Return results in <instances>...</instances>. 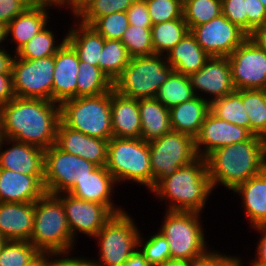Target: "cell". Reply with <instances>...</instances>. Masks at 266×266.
I'll list each match as a JSON object with an SVG mask.
<instances>
[{"label": "cell", "mask_w": 266, "mask_h": 266, "mask_svg": "<svg viewBox=\"0 0 266 266\" xmlns=\"http://www.w3.org/2000/svg\"><path fill=\"white\" fill-rule=\"evenodd\" d=\"M34 202H0V235L6 240L30 241Z\"/></svg>", "instance_id": "cell-21"}, {"label": "cell", "mask_w": 266, "mask_h": 266, "mask_svg": "<svg viewBox=\"0 0 266 266\" xmlns=\"http://www.w3.org/2000/svg\"><path fill=\"white\" fill-rule=\"evenodd\" d=\"M168 241L165 236L159 232L151 236L143 245L141 253L151 266H159L171 259Z\"/></svg>", "instance_id": "cell-44"}, {"label": "cell", "mask_w": 266, "mask_h": 266, "mask_svg": "<svg viewBox=\"0 0 266 266\" xmlns=\"http://www.w3.org/2000/svg\"><path fill=\"white\" fill-rule=\"evenodd\" d=\"M7 37L6 25L0 23V43Z\"/></svg>", "instance_id": "cell-60"}, {"label": "cell", "mask_w": 266, "mask_h": 266, "mask_svg": "<svg viewBox=\"0 0 266 266\" xmlns=\"http://www.w3.org/2000/svg\"><path fill=\"white\" fill-rule=\"evenodd\" d=\"M15 97L12 73H0V107Z\"/></svg>", "instance_id": "cell-50"}, {"label": "cell", "mask_w": 266, "mask_h": 266, "mask_svg": "<svg viewBox=\"0 0 266 266\" xmlns=\"http://www.w3.org/2000/svg\"><path fill=\"white\" fill-rule=\"evenodd\" d=\"M242 100L250 119V133L266 139V101L262 90H242Z\"/></svg>", "instance_id": "cell-36"}, {"label": "cell", "mask_w": 266, "mask_h": 266, "mask_svg": "<svg viewBox=\"0 0 266 266\" xmlns=\"http://www.w3.org/2000/svg\"><path fill=\"white\" fill-rule=\"evenodd\" d=\"M13 147L0 151V169L30 176H44V150L27 143L5 138Z\"/></svg>", "instance_id": "cell-23"}, {"label": "cell", "mask_w": 266, "mask_h": 266, "mask_svg": "<svg viewBox=\"0 0 266 266\" xmlns=\"http://www.w3.org/2000/svg\"><path fill=\"white\" fill-rule=\"evenodd\" d=\"M141 139L151 142L172 131L169 109L156 98L140 99Z\"/></svg>", "instance_id": "cell-29"}, {"label": "cell", "mask_w": 266, "mask_h": 266, "mask_svg": "<svg viewBox=\"0 0 266 266\" xmlns=\"http://www.w3.org/2000/svg\"><path fill=\"white\" fill-rule=\"evenodd\" d=\"M189 78L194 93L199 89L214 95L209 102L235 91L228 57H210L204 66Z\"/></svg>", "instance_id": "cell-19"}, {"label": "cell", "mask_w": 266, "mask_h": 266, "mask_svg": "<svg viewBox=\"0 0 266 266\" xmlns=\"http://www.w3.org/2000/svg\"><path fill=\"white\" fill-rule=\"evenodd\" d=\"M115 182V179L105 166L96 167L90 175L79 180V183L68 193L81 200L106 205L115 214H118L124 211L114 208L110 199L112 186L116 184Z\"/></svg>", "instance_id": "cell-24"}, {"label": "cell", "mask_w": 266, "mask_h": 266, "mask_svg": "<svg viewBox=\"0 0 266 266\" xmlns=\"http://www.w3.org/2000/svg\"><path fill=\"white\" fill-rule=\"evenodd\" d=\"M55 196L62 202L73 238L77 230L95 237L104 224L115 214L106 205L81 200L69 193H65L63 197L60 194Z\"/></svg>", "instance_id": "cell-15"}, {"label": "cell", "mask_w": 266, "mask_h": 266, "mask_svg": "<svg viewBox=\"0 0 266 266\" xmlns=\"http://www.w3.org/2000/svg\"><path fill=\"white\" fill-rule=\"evenodd\" d=\"M105 167L116 182L133 180L152 190V170L148 142L141 138L112 137L108 141Z\"/></svg>", "instance_id": "cell-7"}, {"label": "cell", "mask_w": 266, "mask_h": 266, "mask_svg": "<svg viewBox=\"0 0 266 266\" xmlns=\"http://www.w3.org/2000/svg\"><path fill=\"white\" fill-rule=\"evenodd\" d=\"M189 32L184 18L152 25L151 36L154 54L169 52Z\"/></svg>", "instance_id": "cell-34"}, {"label": "cell", "mask_w": 266, "mask_h": 266, "mask_svg": "<svg viewBox=\"0 0 266 266\" xmlns=\"http://www.w3.org/2000/svg\"><path fill=\"white\" fill-rule=\"evenodd\" d=\"M43 179L0 169V202L35 203L46 193Z\"/></svg>", "instance_id": "cell-20"}, {"label": "cell", "mask_w": 266, "mask_h": 266, "mask_svg": "<svg viewBox=\"0 0 266 266\" xmlns=\"http://www.w3.org/2000/svg\"><path fill=\"white\" fill-rule=\"evenodd\" d=\"M237 257H227L220 253L208 252L198 263L197 266H242Z\"/></svg>", "instance_id": "cell-49"}, {"label": "cell", "mask_w": 266, "mask_h": 266, "mask_svg": "<svg viewBox=\"0 0 266 266\" xmlns=\"http://www.w3.org/2000/svg\"><path fill=\"white\" fill-rule=\"evenodd\" d=\"M233 191L243 196V205L251 225L266 226V169L239 184Z\"/></svg>", "instance_id": "cell-27"}, {"label": "cell", "mask_w": 266, "mask_h": 266, "mask_svg": "<svg viewBox=\"0 0 266 266\" xmlns=\"http://www.w3.org/2000/svg\"><path fill=\"white\" fill-rule=\"evenodd\" d=\"M222 14L247 34L246 0H221Z\"/></svg>", "instance_id": "cell-45"}, {"label": "cell", "mask_w": 266, "mask_h": 266, "mask_svg": "<svg viewBox=\"0 0 266 266\" xmlns=\"http://www.w3.org/2000/svg\"><path fill=\"white\" fill-rule=\"evenodd\" d=\"M247 35L266 24V9L260 0H246Z\"/></svg>", "instance_id": "cell-46"}, {"label": "cell", "mask_w": 266, "mask_h": 266, "mask_svg": "<svg viewBox=\"0 0 266 266\" xmlns=\"http://www.w3.org/2000/svg\"><path fill=\"white\" fill-rule=\"evenodd\" d=\"M189 76L173 72L160 86L156 99L168 109L196 97Z\"/></svg>", "instance_id": "cell-33"}, {"label": "cell", "mask_w": 266, "mask_h": 266, "mask_svg": "<svg viewBox=\"0 0 266 266\" xmlns=\"http://www.w3.org/2000/svg\"><path fill=\"white\" fill-rule=\"evenodd\" d=\"M260 2L264 5V7L266 9V0H260Z\"/></svg>", "instance_id": "cell-64"}, {"label": "cell", "mask_w": 266, "mask_h": 266, "mask_svg": "<svg viewBox=\"0 0 266 266\" xmlns=\"http://www.w3.org/2000/svg\"><path fill=\"white\" fill-rule=\"evenodd\" d=\"M110 99L113 137L140 138L139 100L122 96L113 89L110 91Z\"/></svg>", "instance_id": "cell-22"}, {"label": "cell", "mask_w": 266, "mask_h": 266, "mask_svg": "<svg viewBox=\"0 0 266 266\" xmlns=\"http://www.w3.org/2000/svg\"><path fill=\"white\" fill-rule=\"evenodd\" d=\"M135 0H90L75 15L81 23L92 25L99 17L126 12Z\"/></svg>", "instance_id": "cell-40"}, {"label": "cell", "mask_w": 266, "mask_h": 266, "mask_svg": "<svg viewBox=\"0 0 266 266\" xmlns=\"http://www.w3.org/2000/svg\"><path fill=\"white\" fill-rule=\"evenodd\" d=\"M160 56L153 54L130 58L128 65L114 80L113 90L136 100L155 98L160 86L174 72Z\"/></svg>", "instance_id": "cell-6"}, {"label": "cell", "mask_w": 266, "mask_h": 266, "mask_svg": "<svg viewBox=\"0 0 266 266\" xmlns=\"http://www.w3.org/2000/svg\"><path fill=\"white\" fill-rule=\"evenodd\" d=\"M90 0H64V4L66 5L67 3L70 4L72 7V12L75 15L86 3H88Z\"/></svg>", "instance_id": "cell-57"}, {"label": "cell", "mask_w": 266, "mask_h": 266, "mask_svg": "<svg viewBox=\"0 0 266 266\" xmlns=\"http://www.w3.org/2000/svg\"><path fill=\"white\" fill-rule=\"evenodd\" d=\"M210 111L218 118L246 128L250 132V119L244 109L242 90L232 93L210 102Z\"/></svg>", "instance_id": "cell-31"}, {"label": "cell", "mask_w": 266, "mask_h": 266, "mask_svg": "<svg viewBox=\"0 0 266 266\" xmlns=\"http://www.w3.org/2000/svg\"><path fill=\"white\" fill-rule=\"evenodd\" d=\"M0 129H2L1 128V107H0Z\"/></svg>", "instance_id": "cell-65"}, {"label": "cell", "mask_w": 266, "mask_h": 266, "mask_svg": "<svg viewBox=\"0 0 266 266\" xmlns=\"http://www.w3.org/2000/svg\"><path fill=\"white\" fill-rule=\"evenodd\" d=\"M261 90H262V92H263V94H264L265 101H266V86H265L263 89H261Z\"/></svg>", "instance_id": "cell-63"}, {"label": "cell", "mask_w": 266, "mask_h": 266, "mask_svg": "<svg viewBox=\"0 0 266 266\" xmlns=\"http://www.w3.org/2000/svg\"><path fill=\"white\" fill-rule=\"evenodd\" d=\"M210 111V102L196 96L169 109L172 131L184 133L195 138Z\"/></svg>", "instance_id": "cell-25"}, {"label": "cell", "mask_w": 266, "mask_h": 266, "mask_svg": "<svg viewBox=\"0 0 266 266\" xmlns=\"http://www.w3.org/2000/svg\"><path fill=\"white\" fill-rule=\"evenodd\" d=\"M79 57L66 41L54 55L52 101L60 104L77 97Z\"/></svg>", "instance_id": "cell-18"}, {"label": "cell", "mask_w": 266, "mask_h": 266, "mask_svg": "<svg viewBox=\"0 0 266 266\" xmlns=\"http://www.w3.org/2000/svg\"><path fill=\"white\" fill-rule=\"evenodd\" d=\"M6 241L7 240L2 235H0V251L3 247V245L6 243Z\"/></svg>", "instance_id": "cell-61"}, {"label": "cell", "mask_w": 266, "mask_h": 266, "mask_svg": "<svg viewBox=\"0 0 266 266\" xmlns=\"http://www.w3.org/2000/svg\"><path fill=\"white\" fill-rule=\"evenodd\" d=\"M212 189L206 159L198 157L163 178L151 191L162 199L167 197V200L170 198L173 201L169 211L199 213Z\"/></svg>", "instance_id": "cell-3"}, {"label": "cell", "mask_w": 266, "mask_h": 266, "mask_svg": "<svg viewBox=\"0 0 266 266\" xmlns=\"http://www.w3.org/2000/svg\"><path fill=\"white\" fill-rule=\"evenodd\" d=\"M59 107L65 126L99 139L113 137L110 92L67 99Z\"/></svg>", "instance_id": "cell-5"}, {"label": "cell", "mask_w": 266, "mask_h": 266, "mask_svg": "<svg viewBox=\"0 0 266 266\" xmlns=\"http://www.w3.org/2000/svg\"><path fill=\"white\" fill-rule=\"evenodd\" d=\"M222 14L221 0H185L183 18L189 31Z\"/></svg>", "instance_id": "cell-38"}, {"label": "cell", "mask_w": 266, "mask_h": 266, "mask_svg": "<svg viewBox=\"0 0 266 266\" xmlns=\"http://www.w3.org/2000/svg\"><path fill=\"white\" fill-rule=\"evenodd\" d=\"M152 189L165 177L172 175L178 168L186 166L198 158L195 140L192 136L171 131L148 142Z\"/></svg>", "instance_id": "cell-9"}, {"label": "cell", "mask_w": 266, "mask_h": 266, "mask_svg": "<svg viewBox=\"0 0 266 266\" xmlns=\"http://www.w3.org/2000/svg\"><path fill=\"white\" fill-rule=\"evenodd\" d=\"M59 121L60 107L54 101L14 97L1 107L4 137L43 150L56 144Z\"/></svg>", "instance_id": "cell-1"}, {"label": "cell", "mask_w": 266, "mask_h": 266, "mask_svg": "<svg viewBox=\"0 0 266 266\" xmlns=\"http://www.w3.org/2000/svg\"><path fill=\"white\" fill-rule=\"evenodd\" d=\"M54 35L44 28L32 37L17 53L21 59H39L54 56L66 42V37L61 44L55 46Z\"/></svg>", "instance_id": "cell-39"}, {"label": "cell", "mask_w": 266, "mask_h": 266, "mask_svg": "<svg viewBox=\"0 0 266 266\" xmlns=\"http://www.w3.org/2000/svg\"><path fill=\"white\" fill-rule=\"evenodd\" d=\"M48 4H32L23 13L16 16L7 26L6 33H12L17 42L16 53L37 33L43 30L47 22Z\"/></svg>", "instance_id": "cell-28"}, {"label": "cell", "mask_w": 266, "mask_h": 266, "mask_svg": "<svg viewBox=\"0 0 266 266\" xmlns=\"http://www.w3.org/2000/svg\"><path fill=\"white\" fill-rule=\"evenodd\" d=\"M91 26L105 39L121 40L129 27L127 12H115L99 17Z\"/></svg>", "instance_id": "cell-42"}, {"label": "cell", "mask_w": 266, "mask_h": 266, "mask_svg": "<svg viewBox=\"0 0 266 266\" xmlns=\"http://www.w3.org/2000/svg\"><path fill=\"white\" fill-rule=\"evenodd\" d=\"M130 58L121 40L105 39L98 66L114 82L128 65Z\"/></svg>", "instance_id": "cell-35"}, {"label": "cell", "mask_w": 266, "mask_h": 266, "mask_svg": "<svg viewBox=\"0 0 266 266\" xmlns=\"http://www.w3.org/2000/svg\"><path fill=\"white\" fill-rule=\"evenodd\" d=\"M32 4L30 0H0V23L7 26Z\"/></svg>", "instance_id": "cell-47"}, {"label": "cell", "mask_w": 266, "mask_h": 266, "mask_svg": "<svg viewBox=\"0 0 266 266\" xmlns=\"http://www.w3.org/2000/svg\"><path fill=\"white\" fill-rule=\"evenodd\" d=\"M190 32L210 57H228L249 36L223 14L193 27Z\"/></svg>", "instance_id": "cell-14"}, {"label": "cell", "mask_w": 266, "mask_h": 266, "mask_svg": "<svg viewBox=\"0 0 266 266\" xmlns=\"http://www.w3.org/2000/svg\"><path fill=\"white\" fill-rule=\"evenodd\" d=\"M78 29L70 30L66 41L74 48L80 61L98 66L105 38L90 25L81 23Z\"/></svg>", "instance_id": "cell-30"}, {"label": "cell", "mask_w": 266, "mask_h": 266, "mask_svg": "<svg viewBox=\"0 0 266 266\" xmlns=\"http://www.w3.org/2000/svg\"><path fill=\"white\" fill-rule=\"evenodd\" d=\"M198 215L197 212L167 211L160 232L168 241L171 259L198 263L208 253Z\"/></svg>", "instance_id": "cell-8"}, {"label": "cell", "mask_w": 266, "mask_h": 266, "mask_svg": "<svg viewBox=\"0 0 266 266\" xmlns=\"http://www.w3.org/2000/svg\"><path fill=\"white\" fill-rule=\"evenodd\" d=\"M151 27L129 25L123 33L121 42L126 47L128 55L131 58L154 54Z\"/></svg>", "instance_id": "cell-41"}, {"label": "cell", "mask_w": 266, "mask_h": 266, "mask_svg": "<svg viewBox=\"0 0 266 266\" xmlns=\"http://www.w3.org/2000/svg\"><path fill=\"white\" fill-rule=\"evenodd\" d=\"M112 89L113 82L99 66L79 61L77 97L97 96L110 92Z\"/></svg>", "instance_id": "cell-32"}, {"label": "cell", "mask_w": 266, "mask_h": 266, "mask_svg": "<svg viewBox=\"0 0 266 266\" xmlns=\"http://www.w3.org/2000/svg\"><path fill=\"white\" fill-rule=\"evenodd\" d=\"M57 266H102L99 262H93L83 259H76V258H62L56 259Z\"/></svg>", "instance_id": "cell-52"}, {"label": "cell", "mask_w": 266, "mask_h": 266, "mask_svg": "<svg viewBox=\"0 0 266 266\" xmlns=\"http://www.w3.org/2000/svg\"><path fill=\"white\" fill-rule=\"evenodd\" d=\"M30 242L42 253L67 254L74 239L62 202L45 193L34 203V222Z\"/></svg>", "instance_id": "cell-4"}, {"label": "cell", "mask_w": 266, "mask_h": 266, "mask_svg": "<svg viewBox=\"0 0 266 266\" xmlns=\"http://www.w3.org/2000/svg\"><path fill=\"white\" fill-rule=\"evenodd\" d=\"M13 58L4 49H0V73H12Z\"/></svg>", "instance_id": "cell-55"}, {"label": "cell", "mask_w": 266, "mask_h": 266, "mask_svg": "<svg viewBox=\"0 0 266 266\" xmlns=\"http://www.w3.org/2000/svg\"><path fill=\"white\" fill-rule=\"evenodd\" d=\"M249 37L266 52V24L255 29Z\"/></svg>", "instance_id": "cell-53"}, {"label": "cell", "mask_w": 266, "mask_h": 266, "mask_svg": "<svg viewBox=\"0 0 266 266\" xmlns=\"http://www.w3.org/2000/svg\"><path fill=\"white\" fill-rule=\"evenodd\" d=\"M256 228L263 233V236L257 248L258 258L252 263V266H266V226H256Z\"/></svg>", "instance_id": "cell-51"}, {"label": "cell", "mask_w": 266, "mask_h": 266, "mask_svg": "<svg viewBox=\"0 0 266 266\" xmlns=\"http://www.w3.org/2000/svg\"><path fill=\"white\" fill-rule=\"evenodd\" d=\"M166 55L164 59L174 71L186 76L200 70L210 58L190 31Z\"/></svg>", "instance_id": "cell-26"}, {"label": "cell", "mask_w": 266, "mask_h": 266, "mask_svg": "<svg viewBox=\"0 0 266 266\" xmlns=\"http://www.w3.org/2000/svg\"><path fill=\"white\" fill-rule=\"evenodd\" d=\"M41 255L30 241L7 240L0 251V266H29Z\"/></svg>", "instance_id": "cell-37"}, {"label": "cell", "mask_w": 266, "mask_h": 266, "mask_svg": "<svg viewBox=\"0 0 266 266\" xmlns=\"http://www.w3.org/2000/svg\"><path fill=\"white\" fill-rule=\"evenodd\" d=\"M235 90L266 86V52L248 37L228 56Z\"/></svg>", "instance_id": "cell-13"}, {"label": "cell", "mask_w": 266, "mask_h": 266, "mask_svg": "<svg viewBox=\"0 0 266 266\" xmlns=\"http://www.w3.org/2000/svg\"><path fill=\"white\" fill-rule=\"evenodd\" d=\"M122 266H151L140 250H136Z\"/></svg>", "instance_id": "cell-54"}, {"label": "cell", "mask_w": 266, "mask_h": 266, "mask_svg": "<svg viewBox=\"0 0 266 266\" xmlns=\"http://www.w3.org/2000/svg\"><path fill=\"white\" fill-rule=\"evenodd\" d=\"M96 237L100 240L102 266H122L141 244L138 229L125 211L114 214Z\"/></svg>", "instance_id": "cell-11"}, {"label": "cell", "mask_w": 266, "mask_h": 266, "mask_svg": "<svg viewBox=\"0 0 266 266\" xmlns=\"http://www.w3.org/2000/svg\"><path fill=\"white\" fill-rule=\"evenodd\" d=\"M11 71L15 97L52 101L54 56L18 59L15 55Z\"/></svg>", "instance_id": "cell-12"}, {"label": "cell", "mask_w": 266, "mask_h": 266, "mask_svg": "<svg viewBox=\"0 0 266 266\" xmlns=\"http://www.w3.org/2000/svg\"><path fill=\"white\" fill-rule=\"evenodd\" d=\"M152 25L183 18L181 0H145Z\"/></svg>", "instance_id": "cell-43"}, {"label": "cell", "mask_w": 266, "mask_h": 266, "mask_svg": "<svg viewBox=\"0 0 266 266\" xmlns=\"http://www.w3.org/2000/svg\"><path fill=\"white\" fill-rule=\"evenodd\" d=\"M159 266H197V262L184 259H169Z\"/></svg>", "instance_id": "cell-56"}, {"label": "cell", "mask_w": 266, "mask_h": 266, "mask_svg": "<svg viewBox=\"0 0 266 266\" xmlns=\"http://www.w3.org/2000/svg\"><path fill=\"white\" fill-rule=\"evenodd\" d=\"M108 141L71 129L61 121L57 126L56 145L61 150L79 156L97 167L106 165Z\"/></svg>", "instance_id": "cell-17"}, {"label": "cell", "mask_w": 266, "mask_h": 266, "mask_svg": "<svg viewBox=\"0 0 266 266\" xmlns=\"http://www.w3.org/2000/svg\"><path fill=\"white\" fill-rule=\"evenodd\" d=\"M4 140H5V137H4L3 131H2V129H0V147L3 144Z\"/></svg>", "instance_id": "cell-62"}, {"label": "cell", "mask_w": 266, "mask_h": 266, "mask_svg": "<svg viewBox=\"0 0 266 266\" xmlns=\"http://www.w3.org/2000/svg\"><path fill=\"white\" fill-rule=\"evenodd\" d=\"M97 166L61 150L56 144L44 150V179L46 193H68L79 180L90 175Z\"/></svg>", "instance_id": "cell-10"}, {"label": "cell", "mask_w": 266, "mask_h": 266, "mask_svg": "<svg viewBox=\"0 0 266 266\" xmlns=\"http://www.w3.org/2000/svg\"><path fill=\"white\" fill-rule=\"evenodd\" d=\"M34 4H48V5H61L64 4V0H30Z\"/></svg>", "instance_id": "cell-59"}, {"label": "cell", "mask_w": 266, "mask_h": 266, "mask_svg": "<svg viewBox=\"0 0 266 266\" xmlns=\"http://www.w3.org/2000/svg\"><path fill=\"white\" fill-rule=\"evenodd\" d=\"M126 12L129 25L152 26V21L145 0H135Z\"/></svg>", "instance_id": "cell-48"}, {"label": "cell", "mask_w": 266, "mask_h": 266, "mask_svg": "<svg viewBox=\"0 0 266 266\" xmlns=\"http://www.w3.org/2000/svg\"><path fill=\"white\" fill-rule=\"evenodd\" d=\"M251 136L246 128L224 121L209 111L198 135L194 138L195 149L198 157L206 158L220 147L246 141ZM201 145L206 147L204 151H201Z\"/></svg>", "instance_id": "cell-16"}, {"label": "cell", "mask_w": 266, "mask_h": 266, "mask_svg": "<svg viewBox=\"0 0 266 266\" xmlns=\"http://www.w3.org/2000/svg\"><path fill=\"white\" fill-rule=\"evenodd\" d=\"M45 254H42L34 263L29 266H57L56 259L49 261Z\"/></svg>", "instance_id": "cell-58"}, {"label": "cell", "mask_w": 266, "mask_h": 266, "mask_svg": "<svg viewBox=\"0 0 266 266\" xmlns=\"http://www.w3.org/2000/svg\"><path fill=\"white\" fill-rule=\"evenodd\" d=\"M205 159L212 187L221 182L234 190L266 169V139L252 135L246 141L214 150Z\"/></svg>", "instance_id": "cell-2"}]
</instances>
